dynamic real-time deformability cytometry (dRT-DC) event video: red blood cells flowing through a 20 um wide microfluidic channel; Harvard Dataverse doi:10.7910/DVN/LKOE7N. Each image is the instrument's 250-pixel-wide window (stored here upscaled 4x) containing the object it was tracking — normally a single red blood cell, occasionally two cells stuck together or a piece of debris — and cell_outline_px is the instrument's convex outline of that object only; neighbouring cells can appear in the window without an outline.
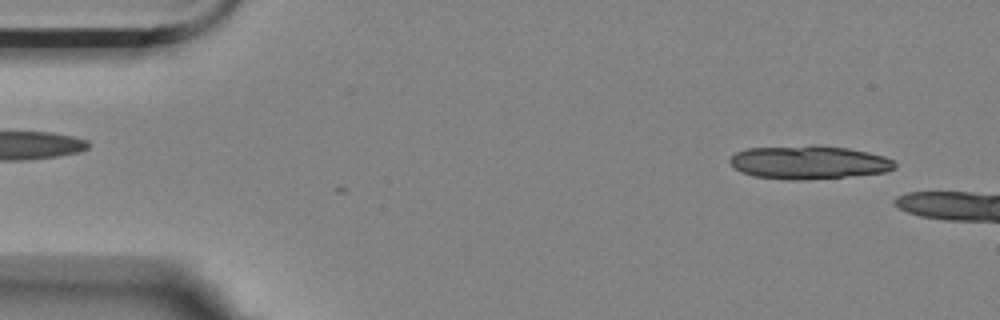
{"species": "Egyptian fruit bat (a non-hibernating species)", "species_latin": "Rousettus aegyptiacus", "temperature_condition": "room temperature", "stored_images_in_passage": 14, "camera_frame_rate_fps": 3000, "um_per_image_px": 0.085, "animal": {"sex": "female"}, "frame": {"image": 1, "passage_image": 3, "time_ms": 0.667, "image_size_px": [1000, 320], "cell_outline_px": [[896, 168], [884, 172], [804, 180], [788, 180], [752, 176], [740, 172], [728, 160], [736, 152], [748, 148], [816, 144], [848, 148], [868, 152], [884, 156], [892, 160], [896, 164]], "centroid_in_image_um": [68.71, 13.78], "position_along_channel_um": 16.3, "area_um2": 32.25}}